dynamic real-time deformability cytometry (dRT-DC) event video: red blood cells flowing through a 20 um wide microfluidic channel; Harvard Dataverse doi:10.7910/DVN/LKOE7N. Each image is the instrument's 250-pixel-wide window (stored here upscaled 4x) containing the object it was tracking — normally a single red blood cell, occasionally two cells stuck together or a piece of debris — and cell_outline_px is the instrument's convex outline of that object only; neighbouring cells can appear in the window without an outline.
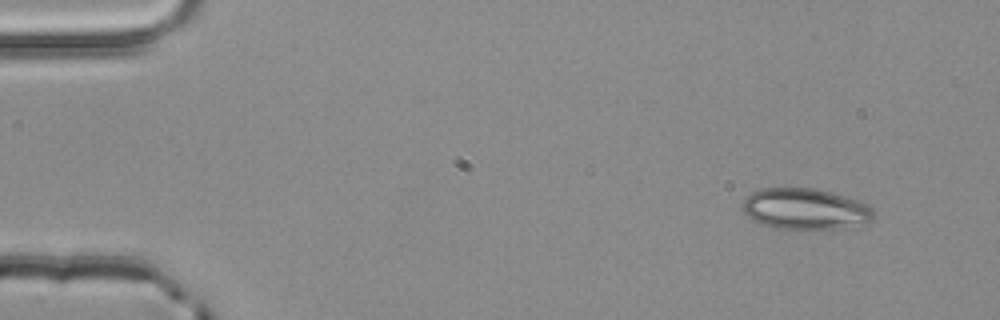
{"species": "common noctule bat (a hibernating species)", "species_latin": "Nyctalus noctula", "temperature_condition": "room temperature", "stored_images_in_passage": 3, "camera_frame_rate_fps": 3000, "um_per_image_px": 0.085, "animal": {"sex": "male", "body_mass_g": 20.4}, "frame": {"image": 1, "passage_image": 1, "time_ms": 0.0, "image_size_px": [1000, 320], "cell_outline_px": [[872, 220], [836, 228], [776, 228], [760, 224], [752, 220], [744, 212], [744, 200], [752, 192], [760, 188], [816, 188], [832, 192], [868, 204], [872, 208]], "centroid_in_image_um": [68.39, 17.73], "position_along_channel_um": 16.6, "area_um2": 30.75}}